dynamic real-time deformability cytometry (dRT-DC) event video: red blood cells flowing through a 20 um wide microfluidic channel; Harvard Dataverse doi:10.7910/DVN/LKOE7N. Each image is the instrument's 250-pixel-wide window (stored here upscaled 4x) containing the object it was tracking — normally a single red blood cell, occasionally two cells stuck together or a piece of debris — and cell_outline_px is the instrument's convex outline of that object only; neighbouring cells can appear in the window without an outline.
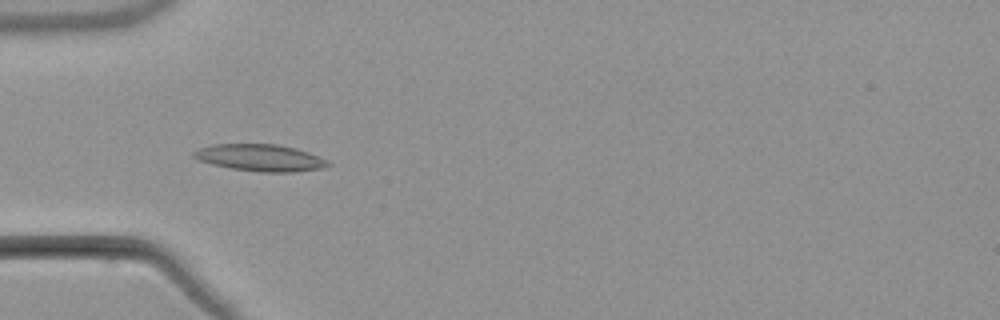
{"species": "common noctule bat (a hibernating species)", "species_latin": "Nyctalus noctula", "temperature_condition": "warm", "stored_images_in_passage": 8, "camera_frame_rate_fps": 3000, "um_per_image_px": 0.085, "animal": {"sex": "male", "body_mass_g": 21.5, "forearm_length_mm": 52.0}, "frame": {"image": 1, "passage_image": 4, "time_ms": 3.667, "image_size_px": [1000, 320], "cell_outline_px": [[332, 164], [320, 168], [296, 172], [260, 172], [232, 168], [212, 164], [200, 160], [192, 156], [192, 152], [200, 148], [212, 144], [276, 144], [296, 148], [308, 152], [328, 160]], "centroid_in_image_um": [22.13, 13.4], "position_along_channel_um": 62.9, "area_um2": 20.92}}
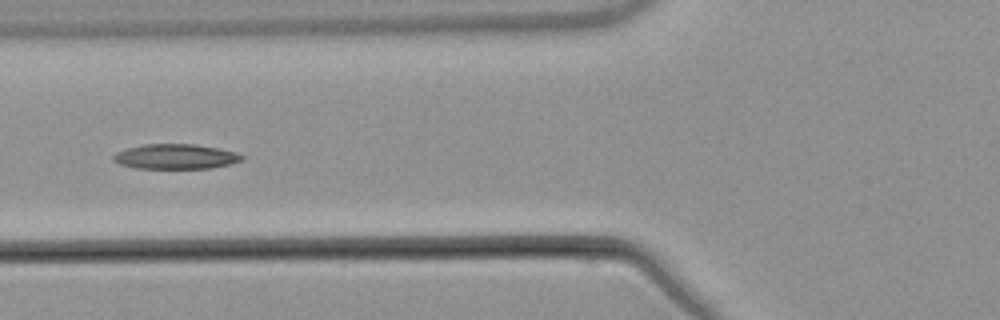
{"frame": {"image": 2, "passage_image": 5, "time_ms": 5.0, "image_size_px": [1000, 320], "cell_outline_px": [[244, 160], [232, 164], [212, 168], [136, 168], [120, 164], [112, 160], [112, 156], [116, 152], [128, 148], [144, 144], [196, 144], [220, 148], [236, 152], [244, 156]], "centroid_in_image_um": [14.97, 13.3], "position_along_channel_um": 110.8, "area_um2": 18.84}}
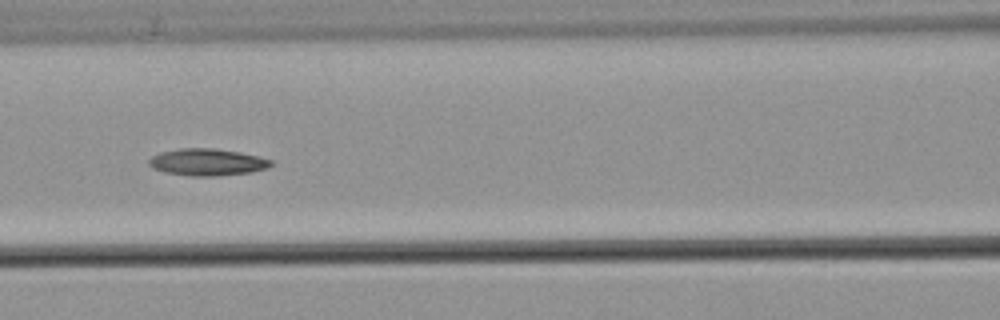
{"frame": {"image": 3, "passage_image": 6, "time_ms": 6.0, "image_size_px": [1000, 320], "cell_outline_px": [[272, 164], [268, 168], [252, 172], [216, 176], [188, 176], [164, 172], [152, 168], [148, 164], [148, 160], [152, 156], [160, 152], [180, 148], [216, 148], [240, 152], [272, 160]], "centroid_in_image_um": [17.59, 13.78], "position_along_channel_um": 149.0, "area_um2": 19.31}}